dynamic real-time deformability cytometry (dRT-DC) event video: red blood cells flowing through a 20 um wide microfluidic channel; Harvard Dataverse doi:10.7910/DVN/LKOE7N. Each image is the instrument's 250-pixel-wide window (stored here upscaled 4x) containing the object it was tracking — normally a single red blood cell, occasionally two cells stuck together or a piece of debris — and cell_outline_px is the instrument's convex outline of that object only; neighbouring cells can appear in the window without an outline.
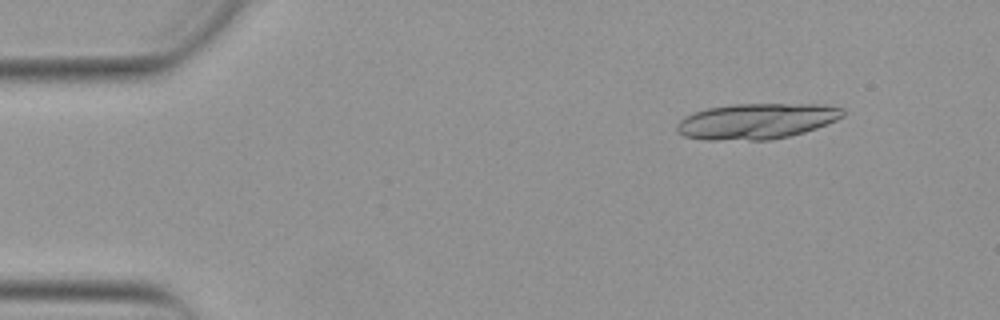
{"species": "Egyptian fruit bat (a non-hibernating species)", "species_latin": "Rousettus aegyptiacus", "temperature_condition": "warm", "stored_images_in_passage": 18, "camera_frame_rate_fps": 3000, "um_per_image_px": 0.085, "animal": {"sex": "female"}, "frame": {"image": 1, "passage_image": 6, "time_ms": 1.667, "image_size_px": [1000, 320], "cell_outline_px": [[844, 116], [836, 120], [816, 128], [804, 132], [772, 140], [704, 140], [684, 136], [676, 132], [676, 124], [684, 116], [692, 112], [708, 108], [732, 104], [824, 104], [844, 108]], "centroid_in_image_um": [64.28, 10.3], "position_along_channel_um": 20.7, "area_um2": 34.85}}